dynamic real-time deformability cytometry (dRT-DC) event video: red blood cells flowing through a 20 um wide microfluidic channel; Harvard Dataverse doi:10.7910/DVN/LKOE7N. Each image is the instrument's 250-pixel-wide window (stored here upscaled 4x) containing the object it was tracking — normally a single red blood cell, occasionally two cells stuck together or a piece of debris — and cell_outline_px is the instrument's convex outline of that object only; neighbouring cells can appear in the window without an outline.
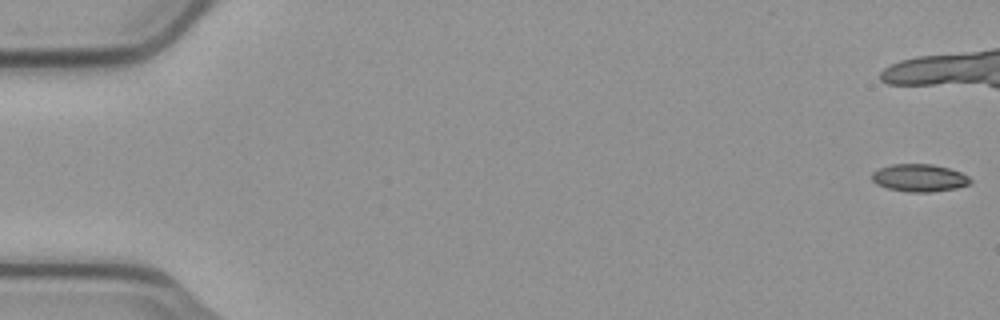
{"species": "common noctule bat (a hibernating species)", "species_latin": "Nyctalus noctula", "temperature_condition": "cold", "stored_images_in_passage": 44, "camera_frame_rate_fps": 3000, "um_per_image_px": 0.085, "animal": {"sex": "male", "body_mass_g": 23.1, "forearm_length_mm": 52.7}, "frame": {"image": 1, "passage_image": 1, "time_ms": 0.0, "image_size_px": [1000, 320], "cell_outline_px": [[972, 180], [968, 184], [956, 188], [932, 192], [908, 192], [888, 188], [876, 184], [872, 180], [872, 172], [880, 168], [892, 164], [932, 164], [948, 168], [960, 172], [968, 176]], "centroid_in_image_um": [78.13, 15.12], "position_along_channel_um": 6.9, "area_um2": 15.72}}